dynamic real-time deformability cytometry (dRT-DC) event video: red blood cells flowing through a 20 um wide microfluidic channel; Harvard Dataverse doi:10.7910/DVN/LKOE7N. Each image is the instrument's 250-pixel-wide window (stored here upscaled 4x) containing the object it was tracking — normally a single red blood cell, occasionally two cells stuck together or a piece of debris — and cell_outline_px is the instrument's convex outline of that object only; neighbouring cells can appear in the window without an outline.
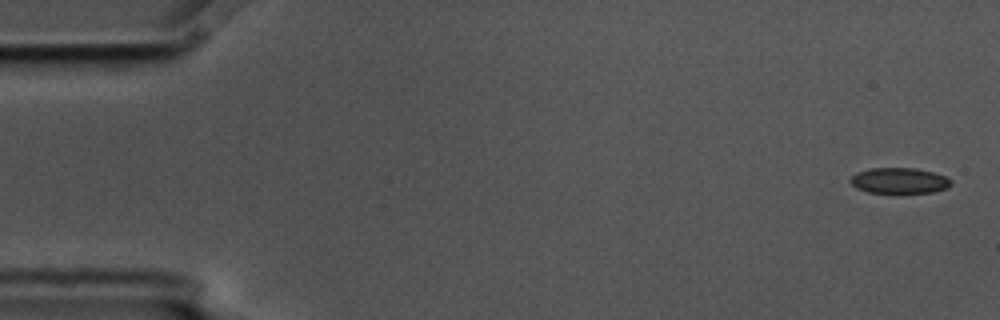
{"species": "common noctule bat (a hibernating species)", "species_latin": "Nyctalus noctula", "temperature_condition": "cold", "stored_images_in_passage": 5, "camera_frame_rate_fps": 3000, "um_per_image_px": 0.085, "animal": {"sex": "male", "body_mass_g": 17.5, "forearm_length_mm": 52.3}, "frame": {"image": 1, "passage_image": 1, "time_ms": 0.0, "image_size_px": [1000, 320], "cell_outline_px": [[952, 184], [948, 188], [932, 192], [896, 196], [868, 192], [856, 188], [848, 180], [856, 172], [872, 168], [916, 168], [932, 172], [944, 176], [952, 180]], "centroid_in_image_um": [76.43, 15.41], "position_along_channel_um": 8.6, "area_um2": 15.9}}
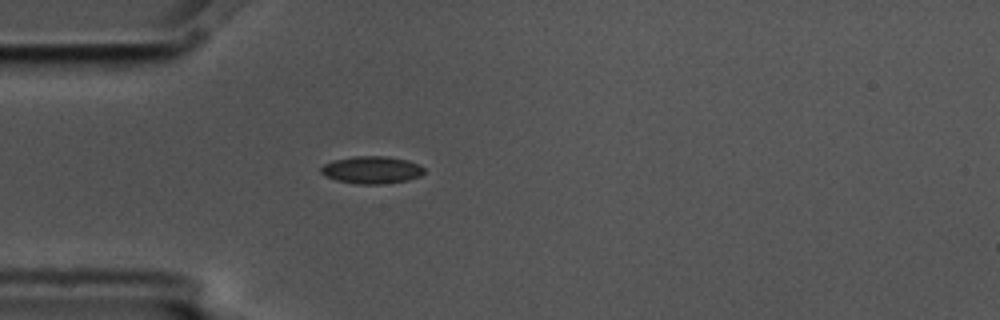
{"frame": {"image": 2, "passage_image": 5, "time_ms": 1.333, "image_size_px": [1000, 320], "cell_outline_px": [[424, 172], [420, 176], [408, 180], [380, 184], [356, 184], [336, 180], [324, 176], [320, 172], [320, 168], [324, 164], [332, 160], [352, 156], [388, 156], [408, 160], [420, 164], [424, 168]], "centroid_in_image_um": [31.58, 14.43], "position_along_channel_um": 53.4, "area_um2": 16.7}}